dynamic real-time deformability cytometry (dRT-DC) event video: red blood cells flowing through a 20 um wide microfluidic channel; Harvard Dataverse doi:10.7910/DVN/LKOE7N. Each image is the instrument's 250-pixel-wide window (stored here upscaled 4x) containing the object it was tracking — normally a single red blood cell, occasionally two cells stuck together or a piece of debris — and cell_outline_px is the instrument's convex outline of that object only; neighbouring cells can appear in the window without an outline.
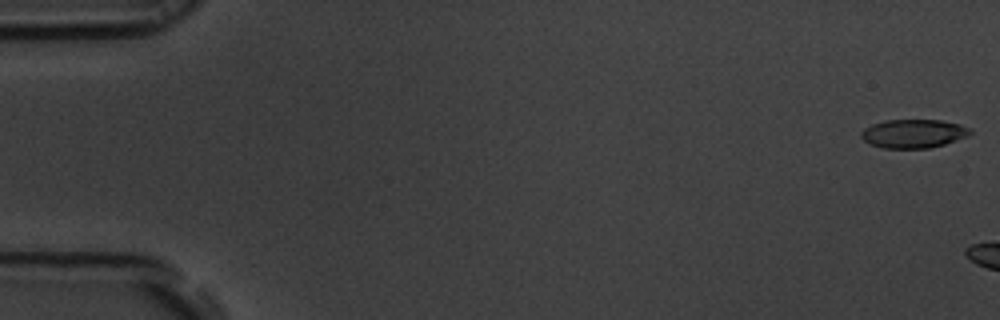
{"species": "common noctule bat (a hibernating species)", "species_latin": "Nyctalus noctula", "temperature_condition": "room temperature", "stored_images_in_passage": 6, "camera_frame_rate_fps": 3000, "um_per_image_px": 0.085, "animal": {"sex": "male", "body_mass_g": 19.5, "forearm_length_mm": 54.6}, "frame": {"image": 1, "passage_image": 1, "time_ms": 0.0, "image_size_px": [1000, 320], "cell_outline_px": [[972, 132], [968, 136], [944, 144], [928, 148], [884, 148], [872, 144], [864, 140], [860, 136], [860, 132], [864, 128], [872, 124], [888, 120], [940, 120], [960, 124], [968, 128]], "centroid_in_image_um": [77.63, 11.35], "position_along_channel_um": 7.4, "area_um2": 18.03}}